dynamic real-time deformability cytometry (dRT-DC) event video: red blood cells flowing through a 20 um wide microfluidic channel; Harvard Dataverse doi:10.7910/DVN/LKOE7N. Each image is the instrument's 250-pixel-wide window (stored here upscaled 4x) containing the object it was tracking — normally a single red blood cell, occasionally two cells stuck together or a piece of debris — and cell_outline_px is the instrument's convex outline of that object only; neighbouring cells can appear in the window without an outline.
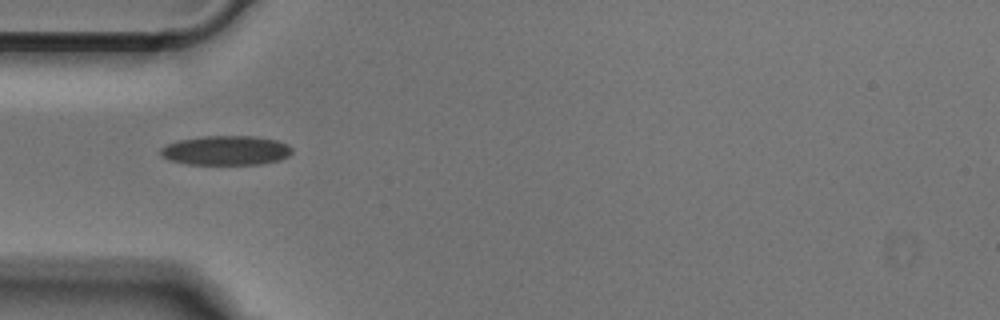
{"species": "Egyptian fruit bat (a non-hibernating species)", "species_latin": "Rousettus aegyptiacus", "temperature_condition": "cold", "stored_images_in_passage": 34, "camera_frame_rate_fps": 3000, "um_per_image_px": 0.085, "animal": {"sex": "male"}, "frame": {"image": 1, "passage_image": 1, "time_ms": 0.0, "image_size_px": [1000, 320], "cell_outline_px": [[292, 152], [288, 156], [280, 160], [260, 164], [184, 164], [168, 160], [160, 156], [160, 148], [176, 140], [204, 136], [252, 136], [276, 140], [288, 144], [292, 148]], "centroid_in_image_um": [19.17, 12.79], "position_along_channel_um": 65.8, "area_um2": 22.72}}
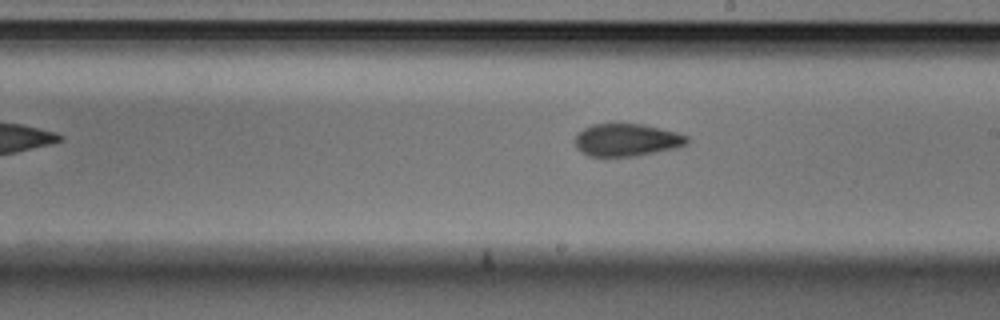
{"frame": {"image": 2, "passage_image": 14, "time_ms": 4.333, "image_size_px": [1000, 320], "cell_outline_px": [[688, 144], [676, 148], [636, 156], [588, 156], [580, 152], [576, 148], [576, 132], [592, 124], [644, 124], [676, 132], [688, 136]], "centroid_in_image_um": [53.26, 11.9], "position_along_channel_um": 235.7, "area_um2": 21.33}}
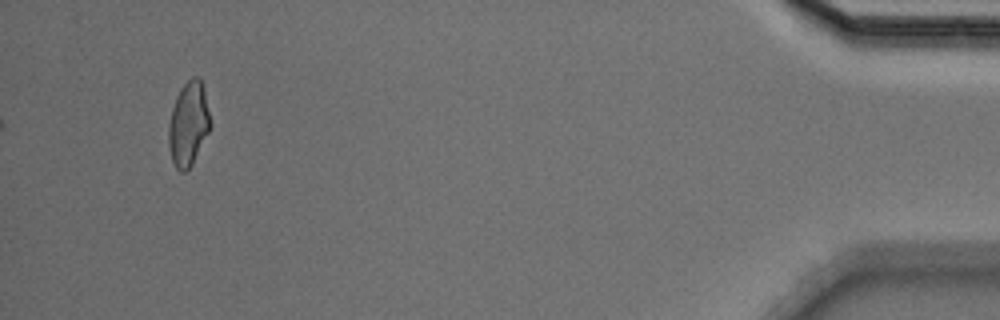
{"frame": {"image": 3, "passage_image": 34, "time_ms": 11.0, "image_size_px": [1000, 320], "cell_outline_px": [[212, 124], [192, 164], [184, 172], [180, 172], [176, 168], [172, 160], [168, 144], [168, 124], [172, 108], [176, 96], [180, 88], [192, 76], [200, 76], [204, 88]], "centroid_in_image_um": [16.02, 10.49], "position_along_channel_um": 419.2, "area_um2": 20.58}}